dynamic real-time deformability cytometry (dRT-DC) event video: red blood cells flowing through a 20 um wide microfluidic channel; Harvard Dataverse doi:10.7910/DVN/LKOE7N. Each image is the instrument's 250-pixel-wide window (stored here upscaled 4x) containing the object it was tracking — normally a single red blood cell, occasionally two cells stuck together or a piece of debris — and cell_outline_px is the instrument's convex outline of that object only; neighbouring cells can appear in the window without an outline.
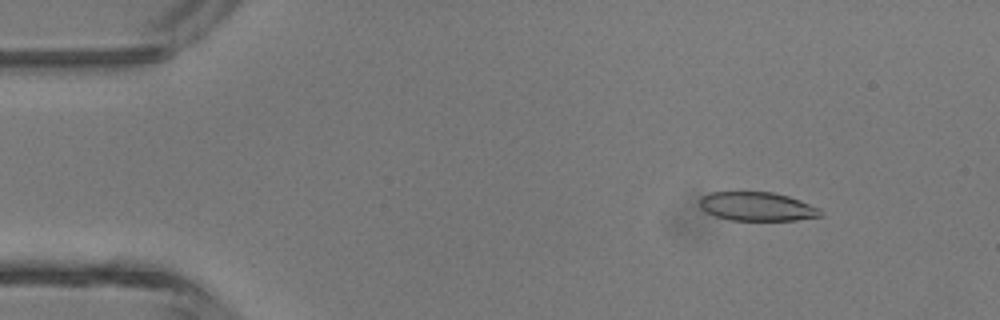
{"species": "common noctule bat (a hibernating species)", "species_latin": "Nyctalus noctula", "temperature_condition": "room temperature", "stored_images_in_passage": 4, "segment_of_instrument_passage": [1, 2], "camera_frame_rate_fps": 3000, "um_per_image_px": 0.085, "animal": {"sex": "male", "body_mass_g": 13.3}, "frame": {"image": 1, "passage_image": 1, "time_ms": 0.0, "image_size_px": [1000, 320], "cell_outline_px": [[820, 216], [796, 220], [728, 220], [704, 212], [700, 208], [700, 200], [704, 196], [712, 192], [772, 192], [788, 196], [800, 200], [820, 208]], "centroid_in_image_um": [64.33, 17.55], "position_along_channel_um": 20.7, "area_um2": 20.17}}
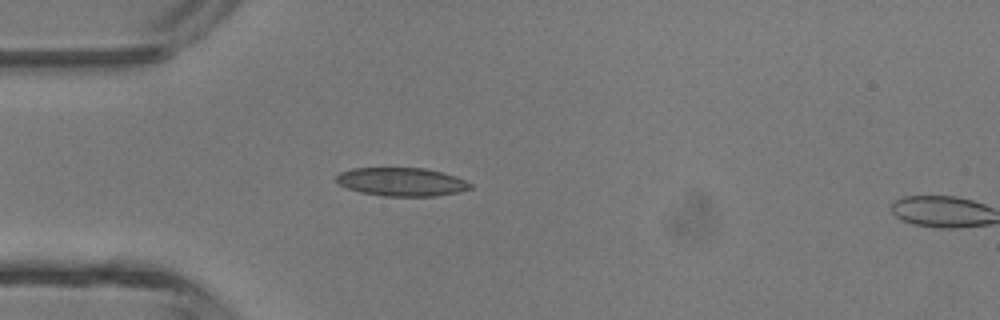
{"frame": {"image": 2, "passage_image": 3, "time_ms": 2.333, "image_size_px": [1000, 320], "cell_outline_px": [[472, 188], [460, 192], [436, 196], [384, 196], [360, 192], [348, 188], [340, 184], [336, 180], [336, 176], [340, 172], [352, 168], [424, 168], [444, 172], [456, 176], [472, 184]], "centroid_in_image_um": [34.17, 15.46], "position_along_channel_um": 50.8, "area_um2": 22.25}}